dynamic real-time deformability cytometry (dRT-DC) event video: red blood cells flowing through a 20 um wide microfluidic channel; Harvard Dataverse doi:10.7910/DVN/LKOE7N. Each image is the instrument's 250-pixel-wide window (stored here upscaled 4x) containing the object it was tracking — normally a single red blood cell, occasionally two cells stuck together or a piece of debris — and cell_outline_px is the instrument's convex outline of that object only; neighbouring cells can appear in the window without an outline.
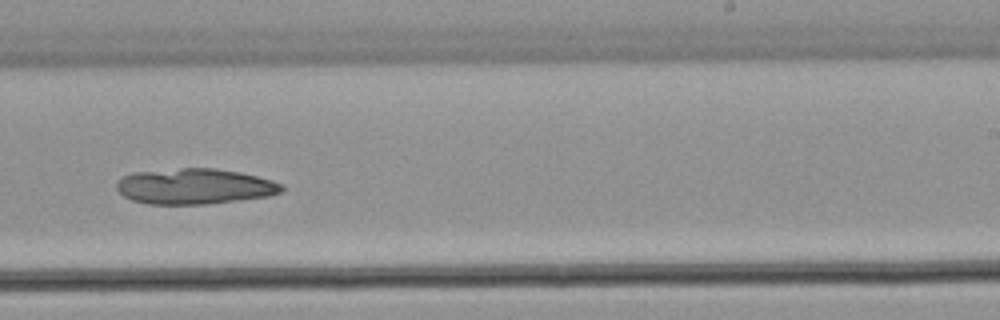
{"species": "common noctule bat (a hibernating species)", "species_latin": "Nyctalus noctula", "temperature_condition": "warm", "stored_images_in_passage": 39, "camera_frame_rate_fps": 3000, "um_per_image_px": 0.085, "animal": {"sex": "male", "body_mass_g": 21.5, "forearm_length_mm": 52.0}, "frame": {"image": 1, "passage_image": 19, "time_ms": 6.0, "image_size_px": [1000, 320], "cell_outline_px": [[284, 188], [280, 192], [268, 196], [204, 204], [148, 204], [132, 200], [124, 196], [116, 188], [116, 184], [124, 176], [132, 172], [180, 168], [216, 168], [240, 172], [272, 180], [284, 184]], "centroid_in_image_um": [16.54, 15.83], "position_along_channel_um": 272.5, "area_um2": 34.16}}
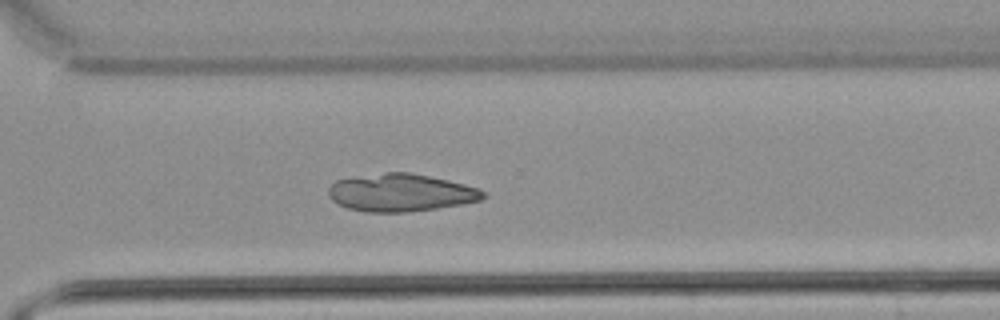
{"frame": {"image": 2, "passage_image": 24, "time_ms": 7.667, "image_size_px": [1000, 320], "cell_outline_px": [[488, 196], [480, 200], [460, 204], [436, 208], [408, 212], [368, 212], [348, 208], [332, 200], [328, 196], [328, 188], [336, 180], [388, 172], [408, 172], [448, 180], [464, 184], [488, 192]], "centroid_in_image_um": [34.09, 16.38], "position_along_channel_um": 336.5, "area_um2": 33.64}}
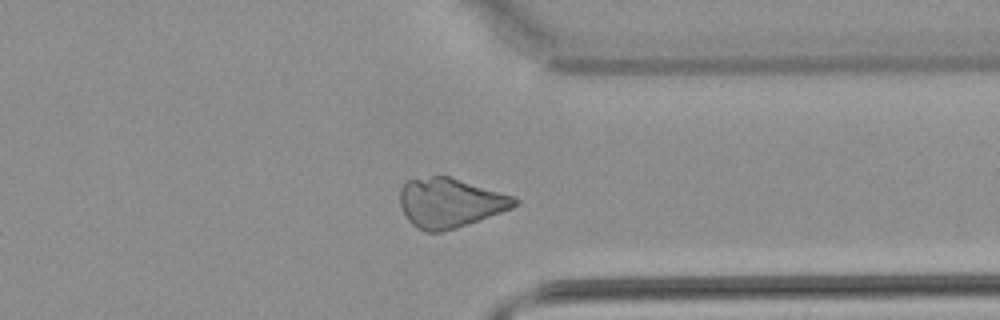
{"frame": {"image": 3, "passage_image": 27, "time_ms": 8.667, "image_size_px": [1000, 320], "cell_outline_px": [[520, 200], [512, 208], [468, 224], [444, 232], [428, 232], [416, 228], [408, 220], [400, 204], [400, 188], [408, 180], [432, 176], [448, 176], [516, 196]], "centroid_in_image_um": [38.26, 17.24], "position_along_channel_um": 373.1, "area_um2": 33.0}}